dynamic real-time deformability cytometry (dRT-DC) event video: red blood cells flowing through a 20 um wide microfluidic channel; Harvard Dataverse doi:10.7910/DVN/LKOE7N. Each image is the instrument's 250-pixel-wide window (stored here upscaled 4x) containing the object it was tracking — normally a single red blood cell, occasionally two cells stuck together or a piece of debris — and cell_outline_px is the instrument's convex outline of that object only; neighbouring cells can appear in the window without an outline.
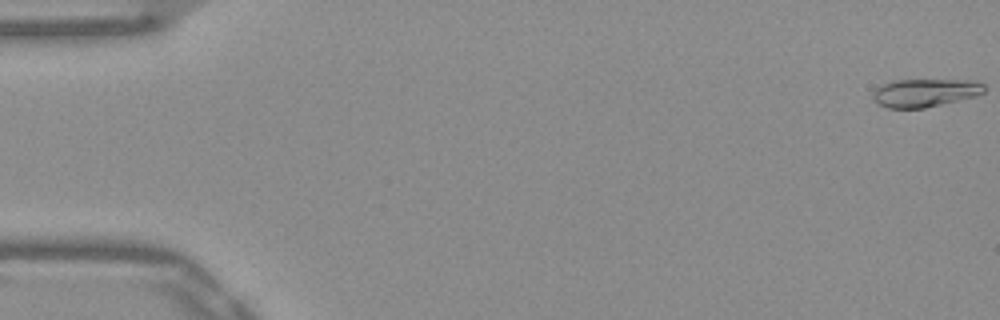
{"species": "Egyptian fruit bat (a non-hibernating species)", "species_latin": "Rousettus aegyptiacus", "temperature_condition": "warm", "stored_images_in_passage": 15, "camera_frame_rate_fps": 3000, "um_per_image_px": 0.085, "frame": {"image": 1, "passage_image": 1, "time_ms": 0.0, "image_size_px": [1000, 320], "cell_outline_px": [[984, 92], [976, 96], [924, 108], [888, 108], [880, 104], [872, 96], [872, 92], [876, 88], [892, 80], [972, 80], [984, 84]], "centroid_in_image_um": [78.63, 7.88], "position_along_channel_um": 6.4, "area_um2": 18.09}}
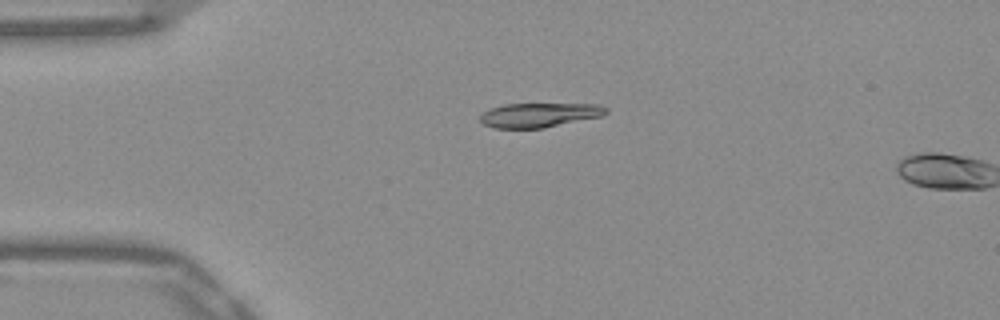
{"frame": {"image": 2, "passage_image": 13, "time_ms": 4.0, "image_size_px": [1000, 320], "cell_outline_px": [[608, 112], [604, 116], [544, 128], [496, 128], [484, 124], [480, 120], [480, 116], [484, 112], [492, 108], [504, 104], [600, 104], [608, 108]], "centroid_in_image_um": [45.91, 9.77], "position_along_channel_um": 39.1, "area_um2": 17.92}}